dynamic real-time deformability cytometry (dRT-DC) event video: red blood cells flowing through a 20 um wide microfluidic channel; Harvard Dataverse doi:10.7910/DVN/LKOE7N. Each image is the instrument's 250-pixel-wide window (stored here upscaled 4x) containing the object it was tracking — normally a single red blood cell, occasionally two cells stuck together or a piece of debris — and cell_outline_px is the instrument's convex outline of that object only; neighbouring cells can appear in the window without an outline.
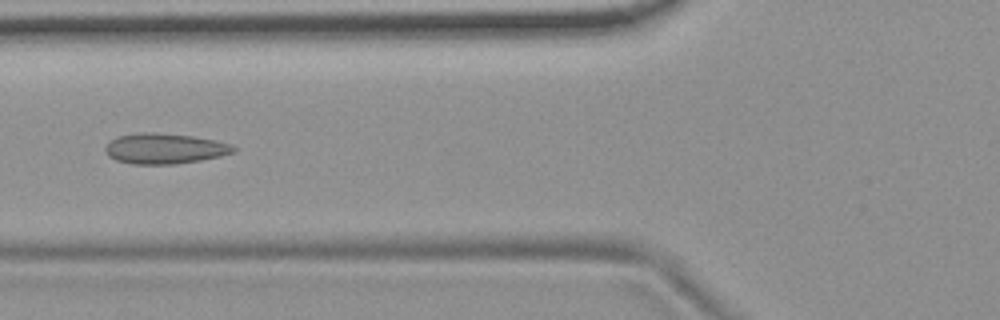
{"species": "common noctule bat (a hibernating species)", "species_latin": "Nyctalus noctula", "temperature_condition": "room temperature", "stored_images_in_passage": 6, "camera_frame_rate_fps": 3000, "um_per_image_px": 0.085, "animal": {"sex": "female", "body_mass_g": 19.9}, "frame": {"image": 1, "passage_image": 5, "time_ms": 4.667, "image_size_px": [1000, 320], "cell_outline_px": [[236, 152], [220, 156], [200, 160], [176, 164], [132, 164], [116, 160], [108, 156], [104, 152], [104, 148], [116, 136], [140, 132], [152, 132], [192, 136], [216, 140], [232, 144], [236, 148]], "centroid_in_image_um": [13.99, 12.63], "position_along_channel_um": 111.8, "area_um2": 22.89}}
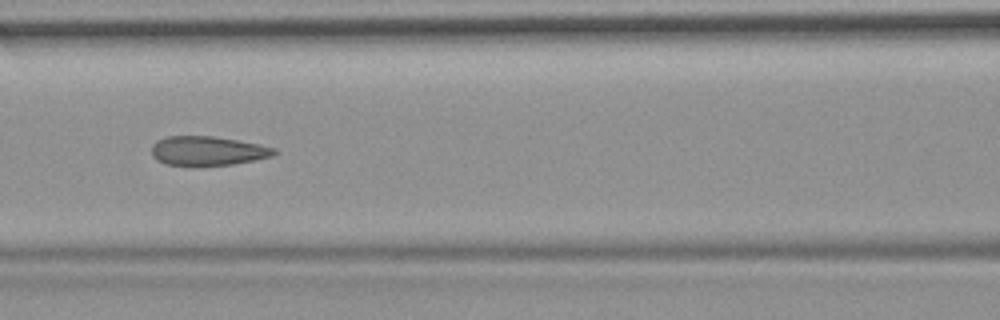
{"frame": {"image": 2, "passage_image": 6, "time_ms": 5.667, "image_size_px": [1000, 320], "cell_outline_px": [[280, 152], [272, 156], [256, 160], [232, 164], [164, 164], [156, 160], [152, 156], [152, 144], [156, 140], [168, 136], [212, 136], [260, 144], [276, 148]], "centroid_in_image_um": [17.68, 12.8], "position_along_channel_um": 148.9, "area_um2": 20.69}}